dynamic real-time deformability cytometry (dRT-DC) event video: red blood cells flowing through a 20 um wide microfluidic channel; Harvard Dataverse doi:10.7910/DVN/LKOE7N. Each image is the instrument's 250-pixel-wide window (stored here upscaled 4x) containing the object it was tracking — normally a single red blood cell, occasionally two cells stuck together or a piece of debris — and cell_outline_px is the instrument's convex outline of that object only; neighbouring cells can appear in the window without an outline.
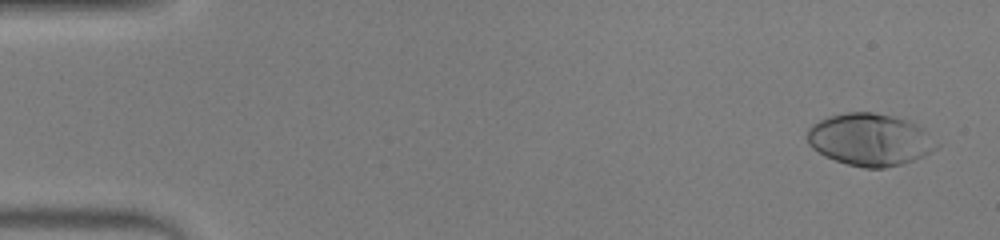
{"species": "human", "species_latin": "Homo sapiens", "temperature_condition": "warm", "stored_images_in_passage": 48, "camera_frame_rate_fps": 3000, "um_per_image_px": 0.085, "donor": {"sex": "male"}, "frame": {"image": 1, "passage_image": 2, "time_ms": 0.333, "image_size_px": [1000, 240], "cell_outline_px": [[940, 144], [932, 152], [912, 160], [900, 164], [884, 168], [864, 168], [848, 164], [824, 156], [812, 148], [808, 144], [808, 128], [812, 124], [828, 116], [848, 112], [872, 112], [892, 116], [916, 124], [924, 128]], "centroid_in_image_um": [73.94, 11.87], "position_along_channel_um": 11.1, "area_um2": 39.25}}
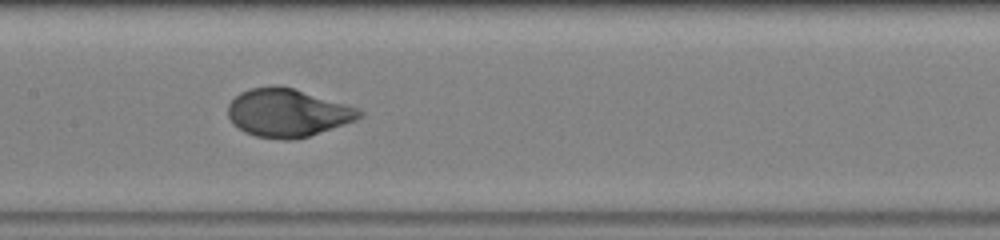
{"frame": {"image": 2, "passage_image": 24, "time_ms": 7.667, "image_size_px": [1000, 240], "cell_outline_px": [[364, 116], [356, 120], [308, 136], [292, 140], [284, 140], [256, 136], [244, 132], [228, 116], [228, 104], [240, 92], [248, 88], [272, 84], [276, 84], [292, 88], [360, 108], [364, 112]], "centroid_in_image_um": [24.45, 9.57], "position_along_channel_um": 182.9, "area_um2": 36.82}}
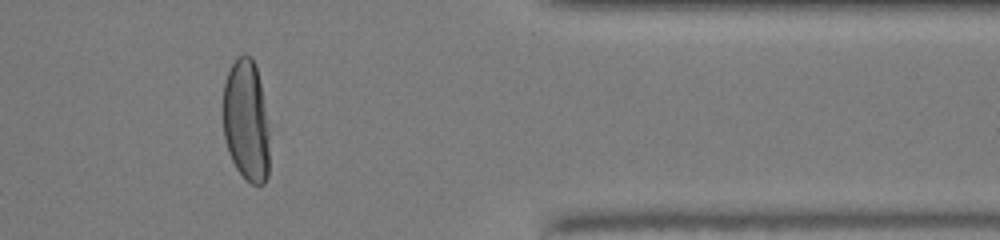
{"frame": {"image": 3, "passage_image": 40, "time_ms": 13.0, "image_size_px": [1000, 240], "cell_outline_px": [[268, 176], [264, 184], [252, 184], [236, 168], [228, 152], [224, 136], [224, 84], [228, 72], [232, 64], [244, 52], [252, 56], [256, 68], [260, 84], [268, 132]], "centroid_in_image_um": [20.91, 10.26], "position_along_channel_um": 390.5, "area_um2": 32.31}, "authors_computed_cell_mechanics": {"area_um2": 37.281, "velocity_mm_per_s": 4.272, "shape_relaxation_time_tau1_ms": 2.9144, "shape_relaxation_time_tau2_ms": null, "deformation_change_tau1": 0.2143, "deformation_change_tau2": null}}